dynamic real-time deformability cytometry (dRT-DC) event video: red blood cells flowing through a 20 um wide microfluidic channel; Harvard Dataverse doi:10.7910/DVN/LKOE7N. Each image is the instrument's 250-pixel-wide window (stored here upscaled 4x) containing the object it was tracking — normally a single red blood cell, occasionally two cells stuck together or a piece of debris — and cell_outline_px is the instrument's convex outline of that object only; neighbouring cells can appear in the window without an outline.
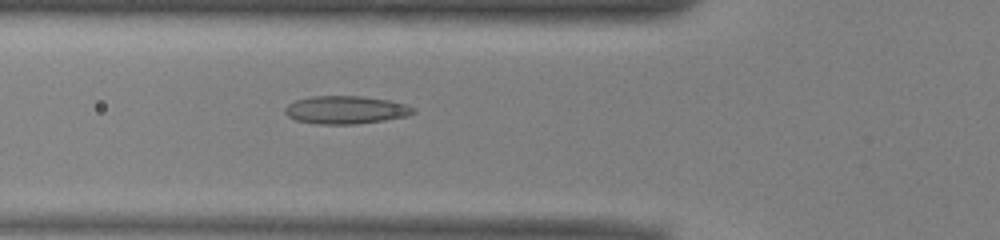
{"species": "common noctule bat (a hibernating species)", "species_latin": "Nyctalus noctula", "temperature_condition": "warm", "stored_images_in_passage": 51, "camera_frame_rate_fps": 3000, "um_per_image_px": 0.085, "animal": {"sex": "male", "body_mass_g": 13.0, "forearm_length_mm": 53.1}, "frame": {"image": 1, "passage_image": 18, "time_ms": 5.667, "image_size_px": [1000, 240], "cell_outline_px": [[416, 112], [408, 116], [384, 120], [356, 124], [316, 124], [296, 120], [288, 116], [284, 112], [284, 108], [288, 104], [296, 100], [312, 96], [364, 96], [388, 100], [404, 104], [416, 108]], "centroid_in_image_um": [29.39, 9.34], "position_along_channel_um": 96.4, "area_um2": 20.98}}
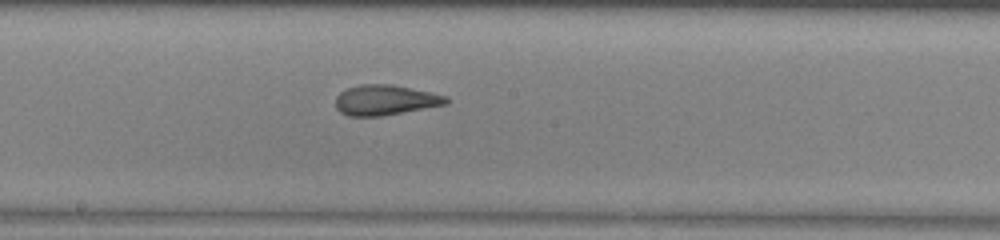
{"frame": {"image": 2, "passage_image": 27, "time_ms": 8.667, "image_size_px": [1000, 240], "cell_outline_px": [[448, 104], [380, 116], [348, 116], [340, 112], [336, 108], [336, 96], [340, 92], [348, 88], [360, 84], [392, 84], [432, 92], [448, 96]], "centroid_in_image_um": [32.75, 8.5], "position_along_channel_um": 215.4, "area_um2": 19.54}}
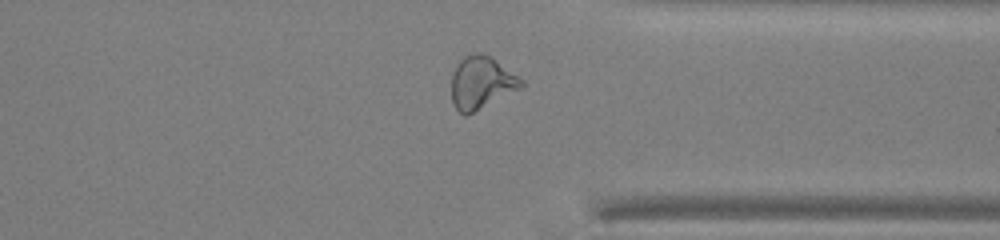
{"frame": {"image": 3, "passage_image": 39, "time_ms": 12.667, "image_size_px": [1000, 240], "cell_outline_px": [[524, 84], [520, 88], [464, 116], [452, 104], [452, 72], [456, 64], [464, 56], [476, 52], [492, 56], [524, 80]], "centroid_in_image_um": [40.9, 6.99], "position_along_channel_um": 370.5, "area_um2": 21.21}, "authors_computed_cell_mechanics": {"area_um2": 21.3282, "velocity_mm_per_s": 3.9646, "shape_relaxation_time_tau1_ms": null, "shape_relaxation_time_tau2_ms": 1.8035, "deformation_change_tau1": null, "deformation_change_tau2": 0.1068}}